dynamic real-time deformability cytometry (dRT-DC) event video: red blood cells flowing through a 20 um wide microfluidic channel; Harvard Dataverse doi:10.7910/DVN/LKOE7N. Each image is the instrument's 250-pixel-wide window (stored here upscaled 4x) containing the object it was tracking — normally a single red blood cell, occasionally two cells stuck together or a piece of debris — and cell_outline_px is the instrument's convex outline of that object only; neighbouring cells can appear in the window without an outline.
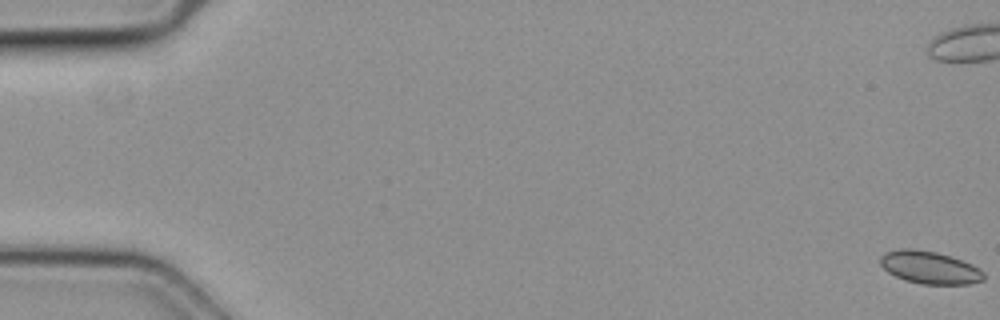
{"species": "common noctule bat (a hibernating species)", "species_latin": "Nyctalus noctula", "temperature_condition": "cold", "stored_images_in_passage": 53, "camera_frame_rate_fps": 3000, "um_per_image_px": 0.085, "animal": {"sex": "female", "body_mass_g": 19.3, "forearm_length_mm": 54.1}, "frame": {"image": 1, "passage_image": 1, "time_ms": 0.0, "image_size_px": [1000, 320], "cell_outline_px": [[984, 280], [968, 284], [920, 284], [904, 280], [888, 272], [880, 264], [880, 256], [884, 252], [900, 248], [912, 248], [936, 252], [972, 264], [980, 268], [984, 272]], "centroid_in_image_um": [79.0, 22.73], "position_along_channel_um": 6.0, "area_um2": 19.71}}
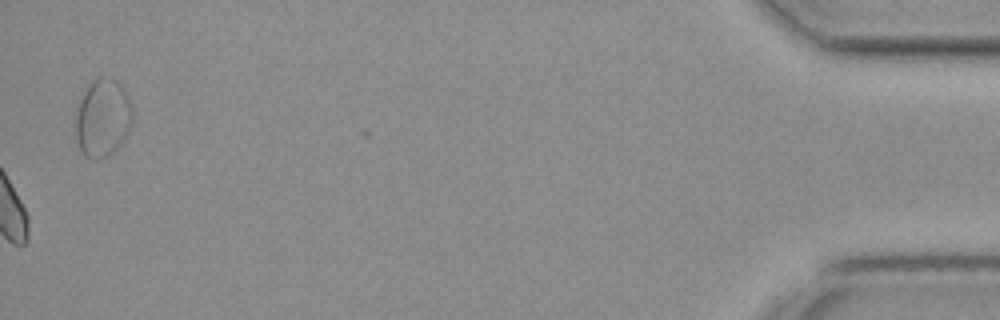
{"frame": {"image": 2, "passage_image": 53, "time_ms": 17.333, "image_size_px": [1000, 320], "cell_outline_px": [[132, 120], [128, 132], [120, 144], [108, 156], [100, 160], [92, 160], [84, 156], [80, 152], [76, 140], [76, 116], [80, 100], [88, 84], [96, 76], [112, 76], [124, 88], [132, 104]], "centroid_in_image_um": [8.73, 10.01], "position_along_channel_um": 426.5, "area_um2": 26.3}}